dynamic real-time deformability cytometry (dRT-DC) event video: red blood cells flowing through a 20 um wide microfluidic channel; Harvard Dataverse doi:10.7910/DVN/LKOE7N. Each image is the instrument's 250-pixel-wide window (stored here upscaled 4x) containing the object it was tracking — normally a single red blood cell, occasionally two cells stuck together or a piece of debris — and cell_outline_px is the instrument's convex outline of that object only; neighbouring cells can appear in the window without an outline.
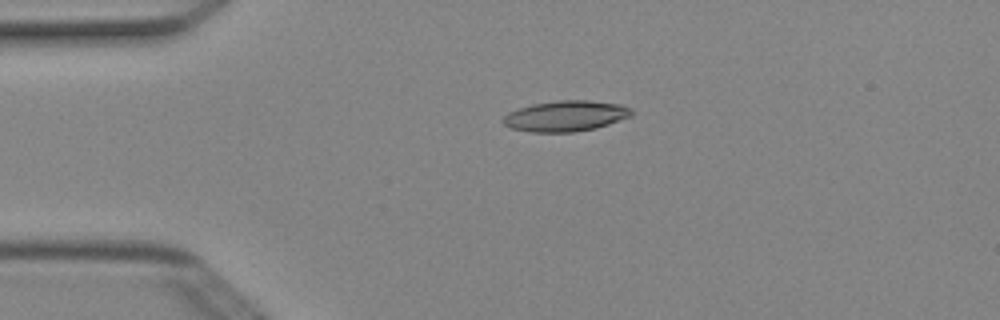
{"species": "Egyptian fruit bat (a non-hibernating species)", "species_latin": "Rousettus aegyptiacus", "temperature_condition": "cold", "stored_images_in_passage": 5, "camera_frame_rate_fps": 3000, "um_per_image_px": 0.085, "animal": {"sex": "female"}, "frame": {"image": 1, "passage_image": 4, "time_ms": 1.0, "image_size_px": [1000, 320], "cell_outline_px": [[632, 116], [596, 128], [572, 132], [532, 132], [512, 128], [504, 124], [500, 120], [508, 112], [532, 104], [556, 100], [588, 100], [620, 104], [632, 108]], "centroid_in_image_um": [48.08, 9.85], "position_along_channel_um": 36.9, "area_um2": 23.0}}